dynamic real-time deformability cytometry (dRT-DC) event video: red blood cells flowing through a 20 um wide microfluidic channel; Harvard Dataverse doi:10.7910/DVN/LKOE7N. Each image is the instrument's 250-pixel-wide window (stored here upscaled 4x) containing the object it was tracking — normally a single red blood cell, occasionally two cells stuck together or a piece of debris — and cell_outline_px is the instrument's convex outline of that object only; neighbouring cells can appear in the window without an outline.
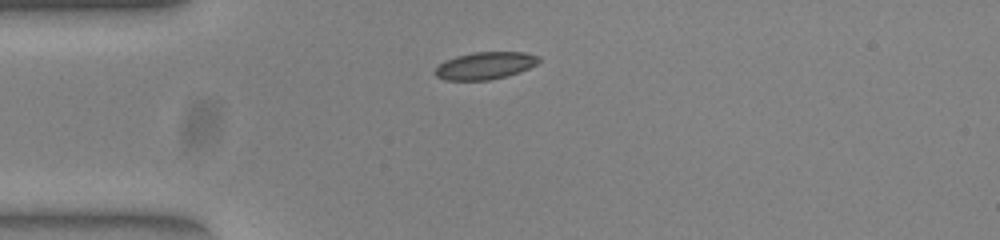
{"species": "common noctule bat (a hibernating species)", "species_latin": "Nyctalus noctula", "temperature_condition": "warm", "stored_images_in_passage": 40, "camera_frame_rate_fps": 3000, "um_per_image_px": 0.085, "animal": {"sex": "female", "body_mass_g": 23.0, "forearm_length_mm": 53.4}, "frame": {"image": 1, "passage_image": 1, "time_ms": 0.0, "image_size_px": [1000, 240], "cell_outline_px": [[540, 60], [536, 64], [528, 68], [504, 76], [488, 80], [444, 80], [436, 76], [432, 72], [444, 60], [456, 56], [472, 52], [524, 52], [540, 56]], "centroid_in_image_um": [41.18, 5.57], "position_along_channel_um": 43.8, "area_um2": 16.42}}
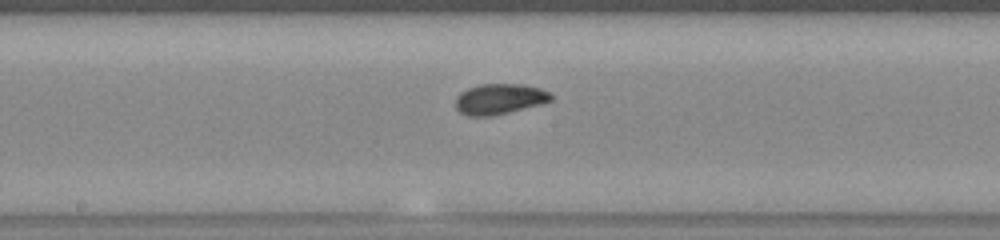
{"frame": {"image": 2, "passage_image": 15, "time_ms": 4.667, "image_size_px": [1000, 240], "cell_outline_px": [[552, 100], [540, 104], [488, 116], [468, 116], [460, 112], [456, 108], [456, 96], [460, 92], [468, 88], [480, 84], [524, 84], [540, 88], [548, 92], [552, 96]], "centroid_in_image_um": [42.42, 8.4], "position_along_channel_um": 205.8, "area_um2": 16.76}}
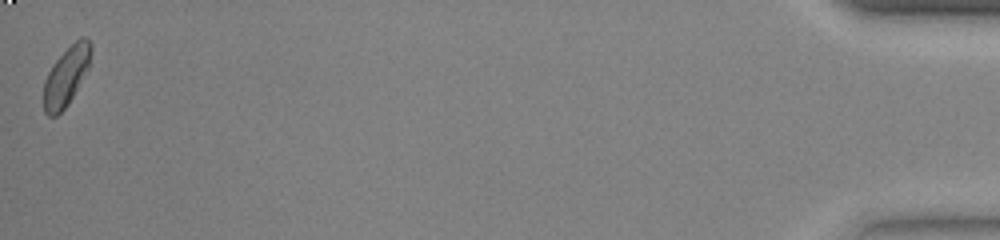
{"frame": {"image": 3, "passage_image": 40, "time_ms": 13.0, "image_size_px": [1000, 240], "cell_outline_px": [[92, 52], [88, 68], [68, 104], [56, 116], [48, 116], [44, 112], [44, 80], [52, 64], [80, 36], [84, 36], [92, 44]], "centroid_in_image_um": [5.63, 6.46], "position_along_channel_um": 429.6, "area_um2": 16.07}, "authors_computed_cell_mechanics": {"area_um2": 16.3863, "velocity_mm_per_s": 3.8934, "shape_relaxation_time_tau1_ms": 3.7546, "shape_relaxation_time_tau2_ms": 1.1693, "deformation_change_tau1": 0.0947, "deformation_change_tau2": 0.0452}}